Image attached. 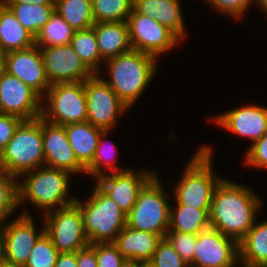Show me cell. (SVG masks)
Instances as JSON below:
<instances>
[{"label": "cell", "mask_w": 267, "mask_h": 267, "mask_svg": "<svg viewBox=\"0 0 267 267\" xmlns=\"http://www.w3.org/2000/svg\"><path fill=\"white\" fill-rule=\"evenodd\" d=\"M93 18L98 22H127L133 0H92Z\"/></svg>", "instance_id": "31"}, {"label": "cell", "mask_w": 267, "mask_h": 267, "mask_svg": "<svg viewBox=\"0 0 267 267\" xmlns=\"http://www.w3.org/2000/svg\"><path fill=\"white\" fill-rule=\"evenodd\" d=\"M2 260H3V249H2V242H1V239H0V263H1Z\"/></svg>", "instance_id": "48"}, {"label": "cell", "mask_w": 267, "mask_h": 267, "mask_svg": "<svg viewBox=\"0 0 267 267\" xmlns=\"http://www.w3.org/2000/svg\"><path fill=\"white\" fill-rule=\"evenodd\" d=\"M179 4V0H133L138 13L152 17L181 40L185 38V24Z\"/></svg>", "instance_id": "21"}, {"label": "cell", "mask_w": 267, "mask_h": 267, "mask_svg": "<svg viewBox=\"0 0 267 267\" xmlns=\"http://www.w3.org/2000/svg\"><path fill=\"white\" fill-rule=\"evenodd\" d=\"M5 72L16 76L35 90L41 97L50 88L43 64L40 48L36 45L24 50L6 53Z\"/></svg>", "instance_id": "18"}, {"label": "cell", "mask_w": 267, "mask_h": 267, "mask_svg": "<svg viewBox=\"0 0 267 267\" xmlns=\"http://www.w3.org/2000/svg\"><path fill=\"white\" fill-rule=\"evenodd\" d=\"M164 238L190 267L194 261L197 234L167 231Z\"/></svg>", "instance_id": "35"}, {"label": "cell", "mask_w": 267, "mask_h": 267, "mask_svg": "<svg viewBox=\"0 0 267 267\" xmlns=\"http://www.w3.org/2000/svg\"><path fill=\"white\" fill-rule=\"evenodd\" d=\"M77 267H97L96 244H89L77 251Z\"/></svg>", "instance_id": "41"}, {"label": "cell", "mask_w": 267, "mask_h": 267, "mask_svg": "<svg viewBox=\"0 0 267 267\" xmlns=\"http://www.w3.org/2000/svg\"><path fill=\"white\" fill-rule=\"evenodd\" d=\"M55 11L75 30L93 26L92 0H55Z\"/></svg>", "instance_id": "28"}, {"label": "cell", "mask_w": 267, "mask_h": 267, "mask_svg": "<svg viewBox=\"0 0 267 267\" xmlns=\"http://www.w3.org/2000/svg\"><path fill=\"white\" fill-rule=\"evenodd\" d=\"M65 131L77 161L86 168L92 162L103 129L85 121L68 124Z\"/></svg>", "instance_id": "23"}, {"label": "cell", "mask_w": 267, "mask_h": 267, "mask_svg": "<svg viewBox=\"0 0 267 267\" xmlns=\"http://www.w3.org/2000/svg\"><path fill=\"white\" fill-rule=\"evenodd\" d=\"M238 249L243 267H267V221L256 222L238 243Z\"/></svg>", "instance_id": "25"}, {"label": "cell", "mask_w": 267, "mask_h": 267, "mask_svg": "<svg viewBox=\"0 0 267 267\" xmlns=\"http://www.w3.org/2000/svg\"><path fill=\"white\" fill-rule=\"evenodd\" d=\"M6 68V53L0 49V77L5 72Z\"/></svg>", "instance_id": "44"}, {"label": "cell", "mask_w": 267, "mask_h": 267, "mask_svg": "<svg viewBox=\"0 0 267 267\" xmlns=\"http://www.w3.org/2000/svg\"><path fill=\"white\" fill-rule=\"evenodd\" d=\"M170 206L169 229L181 233L198 234L210 228V209H198L186 205Z\"/></svg>", "instance_id": "26"}, {"label": "cell", "mask_w": 267, "mask_h": 267, "mask_svg": "<svg viewBox=\"0 0 267 267\" xmlns=\"http://www.w3.org/2000/svg\"><path fill=\"white\" fill-rule=\"evenodd\" d=\"M24 174H26L24 183H18V205L29 199V202L47 214L56 206L61 208L75 203L76 198L66 200L71 173L48 166L42 168L41 166Z\"/></svg>", "instance_id": "4"}, {"label": "cell", "mask_w": 267, "mask_h": 267, "mask_svg": "<svg viewBox=\"0 0 267 267\" xmlns=\"http://www.w3.org/2000/svg\"><path fill=\"white\" fill-rule=\"evenodd\" d=\"M55 267H77V252L59 253Z\"/></svg>", "instance_id": "42"}, {"label": "cell", "mask_w": 267, "mask_h": 267, "mask_svg": "<svg viewBox=\"0 0 267 267\" xmlns=\"http://www.w3.org/2000/svg\"><path fill=\"white\" fill-rule=\"evenodd\" d=\"M141 267H152L149 263H142L141 262Z\"/></svg>", "instance_id": "49"}, {"label": "cell", "mask_w": 267, "mask_h": 267, "mask_svg": "<svg viewBox=\"0 0 267 267\" xmlns=\"http://www.w3.org/2000/svg\"><path fill=\"white\" fill-rule=\"evenodd\" d=\"M239 262L238 243L217 229L197 234L194 261L190 267H234Z\"/></svg>", "instance_id": "13"}, {"label": "cell", "mask_w": 267, "mask_h": 267, "mask_svg": "<svg viewBox=\"0 0 267 267\" xmlns=\"http://www.w3.org/2000/svg\"><path fill=\"white\" fill-rule=\"evenodd\" d=\"M74 31L59 13L54 11L50 19L35 36V45L39 48L68 45L70 44Z\"/></svg>", "instance_id": "30"}, {"label": "cell", "mask_w": 267, "mask_h": 267, "mask_svg": "<svg viewBox=\"0 0 267 267\" xmlns=\"http://www.w3.org/2000/svg\"><path fill=\"white\" fill-rule=\"evenodd\" d=\"M260 204L252 189L222 178L211 202L210 227L239 243L255 225Z\"/></svg>", "instance_id": "1"}, {"label": "cell", "mask_w": 267, "mask_h": 267, "mask_svg": "<svg viewBox=\"0 0 267 267\" xmlns=\"http://www.w3.org/2000/svg\"><path fill=\"white\" fill-rule=\"evenodd\" d=\"M45 95L47 107L43 103L41 108L44 120L63 126L87 120L84 81L51 84Z\"/></svg>", "instance_id": "8"}, {"label": "cell", "mask_w": 267, "mask_h": 267, "mask_svg": "<svg viewBox=\"0 0 267 267\" xmlns=\"http://www.w3.org/2000/svg\"><path fill=\"white\" fill-rule=\"evenodd\" d=\"M244 160L246 165L267 169V133L251 144Z\"/></svg>", "instance_id": "38"}, {"label": "cell", "mask_w": 267, "mask_h": 267, "mask_svg": "<svg viewBox=\"0 0 267 267\" xmlns=\"http://www.w3.org/2000/svg\"><path fill=\"white\" fill-rule=\"evenodd\" d=\"M212 153L210 146H202L187 164L173 192L177 205L210 209L214 190L222 180L213 174Z\"/></svg>", "instance_id": "5"}, {"label": "cell", "mask_w": 267, "mask_h": 267, "mask_svg": "<svg viewBox=\"0 0 267 267\" xmlns=\"http://www.w3.org/2000/svg\"><path fill=\"white\" fill-rule=\"evenodd\" d=\"M133 172L125 169L99 176L96 185L111 199L119 208L128 214L134 206L140 190L156 174L153 172Z\"/></svg>", "instance_id": "16"}, {"label": "cell", "mask_w": 267, "mask_h": 267, "mask_svg": "<svg viewBox=\"0 0 267 267\" xmlns=\"http://www.w3.org/2000/svg\"><path fill=\"white\" fill-rule=\"evenodd\" d=\"M70 46L80 60L94 73L99 74L101 55L98 50L97 39L93 27L74 31Z\"/></svg>", "instance_id": "29"}, {"label": "cell", "mask_w": 267, "mask_h": 267, "mask_svg": "<svg viewBox=\"0 0 267 267\" xmlns=\"http://www.w3.org/2000/svg\"><path fill=\"white\" fill-rule=\"evenodd\" d=\"M92 27L104 62L132 50L127 22H98Z\"/></svg>", "instance_id": "22"}, {"label": "cell", "mask_w": 267, "mask_h": 267, "mask_svg": "<svg viewBox=\"0 0 267 267\" xmlns=\"http://www.w3.org/2000/svg\"><path fill=\"white\" fill-rule=\"evenodd\" d=\"M23 27L34 37L50 19L55 11V4L37 5L28 4H5Z\"/></svg>", "instance_id": "27"}, {"label": "cell", "mask_w": 267, "mask_h": 267, "mask_svg": "<svg viewBox=\"0 0 267 267\" xmlns=\"http://www.w3.org/2000/svg\"><path fill=\"white\" fill-rule=\"evenodd\" d=\"M212 8L233 16V18H240L251 5L254 0H206Z\"/></svg>", "instance_id": "39"}, {"label": "cell", "mask_w": 267, "mask_h": 267, "mask_svg": "<svg viewBox=\"0 0 267 267\" xmlns=\"http://www.w3.org/2000/svg\"><path fill=\"white\" fill-rule=\"evenodd\" d=\"M155 174L140 190L137 200L127 214V226L132 229L165 237L169 229L170 204L160 179Z\"/></svg>", "instance_id": "7"}, {"label": "cell", "mask_w": 267, "mask_h": 267, "mask_svg": "<svg viewBox=\"0 0 267 267\" xmlns=\"http://www.w3.org/2000/svg\"><path fill=\"white\" fill-rule=\"evenodd\" d=\"M4 4H28L33 3L37 5L55 4V0H0Z\"/></svg>", "instance_id": "43"}, {"label": "cell", "mask_w": 267, "mask_h": 267, "mask_svg": "<svg viewBox=\"0 0 267 267\" xmlns=\"http://www.w3.org/2000/svg\"><path fill=\"white\" fill-rule=\"evenodd\" d=\"M0 167V225L18 205V180Z\"/></svg>", "instance_id": "32"}, {"label": "cell", "mask_w": 267, "mask_h": 267, "mask_svg": "<svg viewBox=\"0 0 267 267\" xmlns=\"http://www.w3.org/2000/svg\"><path fill=\"white\" fill-rule=\"evenodd\" d=\"M48 82L67 83L85 81L94 73L80 60L68 45L40 47Z\"/></svg>", "instance_id": "15"}, {"label": "cell", "mask_w": 267, "mask_h": 267, "mask_svg": "<svg viewBox=\"0 0 267 267\" xmlns=\"http://www.w3.org/2000/svg\"><path fill=\"white\" fill-rule=\"evenodd\" d=\"M121 267H141V262L133 260H125Z\"/></svg>", "instance_id": "45"}, {"label": "cell", "mask_w": 267, "mask_h": 267, "mask_svg": "<svg viewBox=\"0 0 267 267\" xmlns=\"http://www.w3.org/2000/svg\"><path fill=\"white\" fill-rule=\"evenodd\" d=\"M84 90L87 102L86 121L95 127L112 130L118 116L129 109L99 74L84 81Z\"/></svg>", "instance_id": "10"}, {"label": "cell", "mask_w": 267, "mask_h": 267, "mask_svg": "<svg viewBox=\"0 0 267 267\" xmlns=\"http://www.w3.org/2000/svg\"><path fill=\"white\" fill-rule=\"evenodd\" d=\"M110 79L104 81L130 109L156 73L157 58L131 50L105 61Z\"/></svg>", "instance_id": "2"}, {"label": "cell", "mask_w": 267, "mask_h": 267, "mask_svg": "<svg viewBox=\"0 0 267 267\" xmlns=\"http://www.w3.org/2000/svg\"><path fill=\"white\" fill-rule=\"evenodd\" d=\"M214 121L228 132L250 139L253 144L267 133V107L242 106L217 115Z\"/></svg>", "instance_id": "19"}, {"label": "cell", "mask_w": 267, "mask_h": 267, "mask_svg": "<svg viewBox=\"0 0 267 267\" xmlns=\"http://www.w3.org/2000/svg\"><path fill=\"white\" fill-rule=\"evenodd\" d=\"M129 39L133 50L158 56L171 50L180 39L152 17L138 13L134 8L127 20Z\"/></svg>", "instance_id": "11"}, {"label": "cell", "mask_w": 267, "mask_h": 267, "mask_svg": "<svg viewBox=\"0 0 267 267\" xmlns=\"http://www.w3.org/2000/svg\"><path fill=\"white\" fill-rule=\"evenodd\" d=\"M22 121L19 117L0 113V154Z\"/></svg>", "instance_id": "40"}, {"label": "cell", "mask_w": 267, "mask_h": 267, "mask_svg": "<svg viewBox=\"0 0 267 267\" xmlns=\"http://www.w3.org/2000/svg\"><path fill=\"white\" fill-rule=\"evenodd\" d=\"M35 90L16 76L4 72L0 77V113L22 120L41 117L42 100Z\"/></svg>", "instance_id": "12"}, {"label": "cell", "mask_w": 267, "mask_h": 267, "mask_svg": "<svg viewBox=\"0 0 267 267\" xmlns=\"http://www.w3.org/2000/svg\"><path fill=\"white\" fill-rule=\"evenodd\" d=\"M43 165L42 118L23 120L0 154V167L18 179Z\"/></svg>", "instance_id": "3"}, {"label": "cell", "mask_w": 267, "mask_h": 267, "mask_svg": "<svg viewBox=\"0 0 267 267\" xmlns=\"http://www.w3.org/2000/svg\"><path fill=\"white\" fill-rule=\"evenodd\" d=\"M44 217L45 233L59 253L77 252L90 244L84 230L82 212L76 203L57 208Z\"/></svg>", "instance_id": "9"}, {"label": "cell", "mask_w": 267, "mask_h": 267, "mask_svg": "<svg viewBox=\"0 0 267 267\" xmlns=\"http://www.w3.org/2000/svg\"><path fill=\"white\" fill-rule=\"evenodd\" d=\"M59 251L51 238L44 232L36 241L23 267H55Z\"/></svg>", "instance_id": "34"}, {"label": "cell", "mask_w": 267, "mask_h": 267, "mask_svg": "<svg viewBox=\"0 0 267 267\" xmlns=\"http://www.w3.org/2000/svg\"><path fill=\"white\" fill-rule=\"evenodd\" d=\"M97 267H121L125 258L113 243L96 244Z\"/></svg>", "instance_id": "37"}, {"label": "cell", "mask_w": 267, "mask_h": 267, "mask_svg": "<svg viewBox=\"0 0 267 267\" xmlns=\"http://www.w3.org/2000/svg\"><path fill=\"white\" fill-rule=\"evenodd\" d=\"M35 45V37L16 19L11 10L0 1V49L4 53L24 50Z\"/></svg>", "instance_id": "24"}, {"label": "cell", "mask_w": 267, "mask_h": 267, "mask_svg": "<svg viewBox=\"0 0 267 267\" xmlns=\"http://www.w3.org/2000/svg\"><path fill=\"white\" fill-rule=\"evenodd\" d=\"M107 132L109 133L110 130H103L100 134L99 140H98V144H97V149L95 151L94 157L92 159V162L85 168L86 169V174L87 175H91L93 177H95L96 179L101 176L104 175L105 172L102 168L106 167L108 168L111 172L114 170V172H121L124 170L121 169H117L116 165H115V156L112 154L115 150H114V145H105L103 138H105L104 136L107 135ZM111 150H110V149ZM111 151V152H110ZM111 155H110V154ZM108 155H110L108 157ZM104 167H103V165Z\"/></svg>", "instance_id": "33"}, {"label": "cell", "mask_w": 267, "mask_h": 267, "mask_svg": "<svg viewBox=\"0 0 267 267\" xmlns=\"http://www.w3.org/2000/svg\"><path fill=\"white\" fill-rule=\"evenodd\" d=\"M26 211H22L12 222L0 226L3 259L24 266L36 241L45 232L43 228L38 234L34 220Z\"/></svg>", "instance_id": "14"}, {"label": "cell", "mask_w": 267, "mask_h": 267, "mask_svg": "<svg viewBox=\"0 0 267 267\" xmlns=\"http://www.w3.org/2000/svg\"><path fill=\"white\" fill-rule=\"evenodd\" d=\"M149 264L152 267H189L165 238L158 243Z\"/></svg>", "instance_id": "36"}, {"label": "cell", "mask_w": 267, "mask_h": 267, "mask_svg": "<svg viewBox=\"0 0 267 267\" xmlns=\"http://www.w3.org/2000/svg\"><path fill=\"white\" fill-rule=\"evenodd\" d=\"M42 136L45 165L71 174L86 173L77 161L69 144L65 126L50 123L42 118Z\"/></svg>", "instance_id": "17"}, {"label": "cell", "mask_w": 267, "mask_h": 267, "mask_svg": "<svg viewBox=\"0 0 267 267\" xmlns=\"http://www.w3.org/2000/svg\"><path fill=\"white\" fill-rule=\"evenodd\" d=\"M162 237L132 229L127 225L118 233L113 244L126 260L149 263Z\"/></svg>", "instance_id": "20"}, {"label": "cell", "mask_w": 267, "mask_h": 267, "mask_svg": "<svg viewBox=\"0 0 267 267\" xmlns=\"http://www.w3.org/2000/svg\"><path fill=\"white\" fill-rule=\"evenodd\" d=\"M83 215L84 230L90 244L113 243L127 225V214L97 185L86 203L76 199Z\"/></svg>", "instance_id": "6"}, {"label": "cell", "mask_w": 267, "mask_h": 267, "mask_svg": "<svg viewBox=\"0 0 267 267\" xmlns=\"http://www.w3.org/2000/svg\"><path fill=\"white\" fill-rule=\"evenodd\" d=\"M258 3L257 5L260 6L262 11L264 10L265 15L267 14V0H254V3Z\"/></svg>", "instance_id": "47"}, {"label": "cell", "mask_w": 267, "mask_h": 267, "mask_svg": "<svg viewBox=\"0 0 267 267\" xmlns=\"http://www.w3.org/2000/svg\"><path fill=\"white\" fill-rule=\"evenodd\" d=\"M0 267H23V266L15 264L13 262H9V261L3 259L0 263Z\"/></svg>", "instance_id": "46"}]
</instances>
